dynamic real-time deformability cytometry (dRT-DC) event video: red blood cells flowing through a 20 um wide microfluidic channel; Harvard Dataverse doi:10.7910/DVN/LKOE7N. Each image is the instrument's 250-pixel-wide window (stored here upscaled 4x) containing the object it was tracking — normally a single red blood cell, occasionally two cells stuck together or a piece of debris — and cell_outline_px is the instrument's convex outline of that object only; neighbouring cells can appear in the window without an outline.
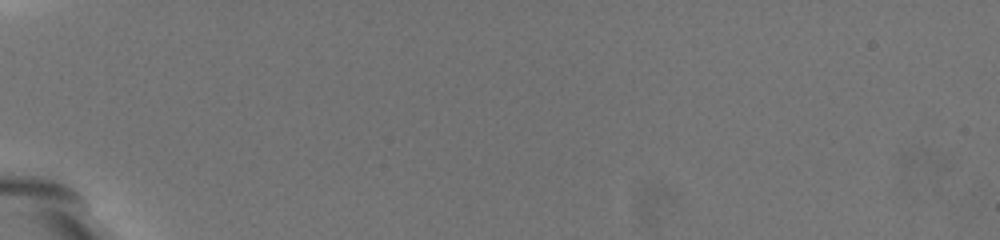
{"species": "common noctule bat (a hibernating species)", "species_latin": "Nyctalus noctula", "temperature_condition": "warm", "stored_images_in_passage": 2, "camera_frame_rate_fps": 3000, "um_per_image_px": 0.085, "animal": {"sex": "female", "body_mass_g": 19.5, "forearm_length_mm": 54.1}, "frame": {"image": 1, "passage_image": 1, "time_ms": 0.0, "image_size_px": [1000, 240], "cell_outline_px": [[272, 204], [264, 216], [260, 216], [240, 204], [196, 164], [188, 152], [184, 144], [184, 124], [192, 124], [204, 128], [216, 136], [248, 168], [264, 188]], "centroid_in_image_um": [19.2, 14.37], "position_along_channel_um": 65.8, "area_um2": 24.04}}